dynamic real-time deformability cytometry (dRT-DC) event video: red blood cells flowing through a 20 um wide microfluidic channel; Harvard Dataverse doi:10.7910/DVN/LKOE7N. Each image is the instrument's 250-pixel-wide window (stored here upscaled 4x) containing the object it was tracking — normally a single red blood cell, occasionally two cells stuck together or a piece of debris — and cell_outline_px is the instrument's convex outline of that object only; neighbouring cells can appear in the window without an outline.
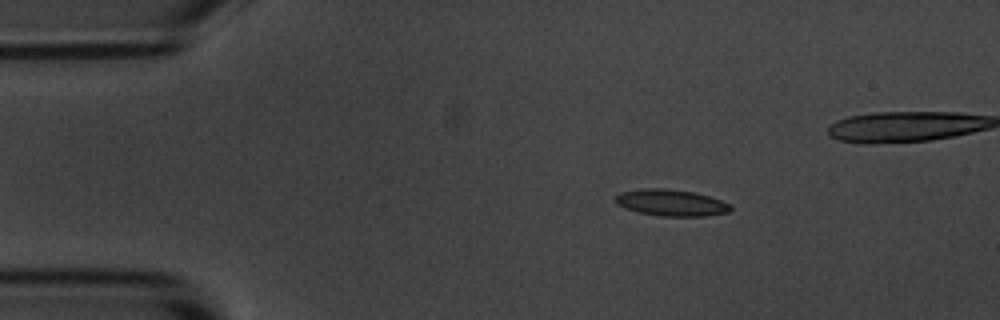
{"species": "common noctule bat (a hibernating species)", "species_latin": "Nyctalus noctula", "temperature_condition": "room temperature", "stored_images_in_passage": 3, "camera_frame_rate_fps": 3000, "um_per_image_px": 0.085, "animal": {"sex": "male", "body_mass_g": 20.1, "forearm_length_mm": 53.5}, "frame": {"image": 1, "passage_image": 1, "time_ms": 0.0, "image_size_px": [1000, 320], "cell_outline_px": [[732, 208], [728, 212], [704, 216], [660, 216], [640, 212], [624, 208], [616, 204], [616, 196], [620, 192], [644, 188], [664, 188], [692, 192], [708, 196], [720, 200], [728, 204]], "centroid_in_image_um": [57.01, 17.23], "position_along_channel_um": 28.0, "area_um2": 17.57}}